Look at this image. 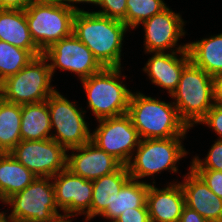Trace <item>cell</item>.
<instances>
[{
    "mask_svg": "<svg viewBox=\"0 0 222 222\" xmlns=\"http://www.w3.org/2000/svg\"><path fill=\"white\" fill-rule=\"evenodd\" d=\"M43 55L50 61L52 76L56 72L55 69L59 68L77 74L82 80L104 68L91 50L73 33L54 43L43 52Z\"/></svg>",
    "mask_w": 222,
    "mask_h": 222,
    "instance_id": "12",
    "label": "cell"
},
{
    "mask_svg": "<svg viewBox=\"0 0 222 222\" xmlns=\"http://www.w3.org/2000/svg\"><path fill=\"white\" fill-rule=\"evenodd\" d=\"M0 40L24 50H39L31 37L25 10L0 9Z\"/></svg>",
    "mask_w": 222,
    "mask_h": 222,
    "instance_id": "20",
    "label": "cell"
},
{
    "mask_svg": "<svg viewBox=\"0 0 222 222\" xmlns=\"http://www.w3.org/2000/svg\"><path fill=\"white\" fill-rule=\"evenodd\" d=\"M14 222H65L56 204L51 177H37L23 191L8 198ZM59 210V211H58Z\"/></svg>",
    "mask_w": 222,
    "mask_h": 222,
    "instance_id": "8",
    "label": "cell"
},
{
    "mask_svg": "<svg viewBox=\"0 0 222 222\" xmlns=\"http://www.w3.org/2000/svg\"><path fill=\"white\" fill-rule=\"evenodd\" d=\"M126 1L127 0H98L96 6H100L102 10L93 12L105 17L122 21L126 16Z\"/></svg>",
    "mask_w": 222,
    "mask_h": 222,
    "instance_id": "29",
    "label": "cell"
},
{
    "mask_svg": "<svg viewBox=\"0 0 222 222\" xmlns=\"http://www.w3.org/2000/svg\"><path fill=\"white\" fill-rule=\"evenodd\" d=\"M190 61L212 77L222 72V33L187 43Z\"/></svg>",
    "mask_w": 222,
    "mask_h": 222,
    "instance_id": "23",
    "label": "cell"
},
{
    "mask_svg": "<svg viewBox=\"0 0 222 222\" xmlns=\"http://www.w3.org/2000/svg\"><path fill=\"white\" fill-rule=\"evenodd\" d=\"M55 199L63 218L85 214V221H90V208L93 194L92 181L74 175L69 169L60 171L52 177Z\"/></svg>",
    "mask_w": 222,
    "mask_h": 222,
    "instance_id": "13",
    "label": "cell"
},
{
    "mask_svg": "<svg viewBox=\"0 0 222 222\" xmlns=\"http://www.w3.org/2000/svg\"><path fill=\"white\" fill-rule=\"evenodd\" d=\"M189 171L184 175L183 182H180L185 195V205L208 222H222V199L216 196L190 167Z\"/></svg>",
    "mask_w": 222,
    "mask_h": 222,
    "instance_id": "18",
    "label": "cell"
},
{
    "mask_svg": "<svg viewBox=\"0 0 222 222\" xmlns=\"http://www.w3.org/2000/svg\"><path fill=\"white\" fill-rule=\"evenodd\" d=\"M43 54L40 50H24L0 40V83L17 74L33 58Z\"/></svg>",
    "mask_w": 222,
    "mask_h": 222,
    "instance_id": "26",
    "label": "cell"
},
{
    "mask_svg": "<svg viewBox=\"0 0 222 222\" xmlns=\"http://www.w3.org/2000/svg\"><path fill=\"white\" fill-rule=\"evenodd\" d=\"M153 181L146 194L150 222H179L185 206V195L180 182H171L159 189Z\"/></svg>",
    "mask_w": 222,
    "mask_h": 222,
    "instance_id": "17",
    "label": "cell"
},
{
    "mask_svg": "<svg viewBox=\"0 0 222 222\" xmlns=\"http://www.w3.org/2000/svg\"><path fill=\"white\" fill-rule=\"evenodd\" d=\"M67 150L52 138L21 140L10 154L36 177H53L67 168Z\"/></svg>",
    "mask_w": 222,
    "mask_h": 222,
    "instance_id": "11",
    "label": "cell"
},
{
    "mask_svg": "<svg viewBox=\"0 0 222 222\" xmlns=\"http://www.w3.org/2000/svg\"><path fill=\"white\" fill-rule=\"evenodd\" d=\"M184 23L182 16L174 13L168 6L142 22L145 32V53L168 52V50L169 52L188 51L187 43L177 45L179 38L186 33L183 28ZM175 46L177 47L175 48Z\"/></svg>",
    "mask_w": 222,
    "mask_h": 222,
    "instance_id": "14",
    "label": "cell"
},
{
    "mask_svg": "<svg viewBox=\"0 0 222 222\" xmlns=\"http://www.w3.org/2000/svg\"><path fill=\"white\" fill-rule=\"evenodd\" d=\"M2 99V95H1V83H0V100Z\"/></svg>",
    "mask_w": 222,
    "mask_h": 222,
    "instance_id": "38",
    "label": "cell"
},
{
    "mask_svg": "<svg viewBox=\"0 0 222 222\" xmlns=\"http://www.w3.org/2000/svg\"><path fill=\"white\" fill-rule=\"evenodd\" d=\"M190 168L193 170H216L222 172V140L217 139L214 142L204 161L194 156Z\"/></svg>",
    "mask_w": 222,
    "mask_h": 222,
    "instance_id": "28",
    "label": "cell"
},
{
    "mask_svg": "<svg viewBox=\"0 0 222 222\" xmlns=\"http://www.w3.org/2000/svg\"><path fill=\"white\" fill-rule=\"evenodd\" d=\"M143 71L155 84L171 95L178 87L183 69L191 62L188 51L153 52ZM179 54V56L177 55Z\"/></svg>",
    "mask_w": 222,
    "mask_h": 222,
    "instance_id": "16",
    "label": "cell"
},
{
    "mask_svg": "<svg viewBox=\"0 0 222 222\" xmlns=\"http://www.w3.org/2000/svg\"><path fill=\"white\" fill-rule=\"evenodd\" d=\"M200 123L212 128L219 135L218 140H222V107L214 104Z\"/></svg>",
    "mask_w": 222,
    "mask_h": 222,
    "instance_id": "31",
    "label": "cell"
},
{
    "mask_svg": "<svg viewBox=\"0 0 222 222\" xmlns=\"http://www.w3.org/2000/svg\"><path fill=\"white\" fill-rule=\"evenodd\" d=\"M51 131L47 101L21 105V140L50 139Z\"/></svg>",
    "mask_w": 222,
    "mask_h": 222,
    "instance_id": "22",
    "label": "cell"
},
{
    "mask_svg": "<svg viewBox=\"0 0 222 222\" xmlns=\"http://www.w3.org/2000/svg\"><path fill=\"white\" fill-rule=\"evenodd\" d=\"M181 139L184 140L185 136L141 139L134 157L127 164L130 177L139 180L164 170L177 173L176 164L188 154Z\"/></svg>",
    "mask_w": 222,
    "mask_h": 222,
    "instance_id": "7",
    "label": "cell"
},
{
    "mask_svg": "<svg viewBox=\"0 0 222 222\" xmlns=\"http://www.w3.org/2000/svg\"><path fill=\"white\" fill-rule=\"evenodd\" d=\"M0 222H14V219L10 216V214L6 215V212H0Z\"/></svg>",
    "mask_w": 222,
    "mask_h": 222,
    "instance_id": "37",
    "label": "cell"
},
{
    "mask_svg": "<svg viewBox=\"0 0 222 222\" xmlns=\"http://www.w3.org/2000/svg\"><path fill=\"white\" fill-rule=\"evenodd\" d=\"M34 0H0V9L25 10Z\"/></svg>",
    "mask_w": 222,
    "mask_h": 222,
    "instance_id": "34",
    "label": "cell"
},
{
    "mask_svg": "<svg viewBox=\"0 0 222 222\" xmlns=\"http://www.w3.org/2000/svg\"><path fill=\"white\" fill-rule=\"evenodd\" d=\"M121 67H104L80 80L88 99V108L96 120L127 114L132 92L120 81Z\"/></svg>",
    "mask_w": 222,
    "mask_h": 222,
    "instance_id": "3",
    "label": "cell"
},
{
    "mask_svg": "<svg viewBox=\"0 0 222 222\" xmlns=\"http://www.w3.org/2000/svg\"><path fill=\"white\" fill-rule=\"evenodd\" d=\"M58 1L59 3L65 5L66 7H69L75 11H84V9H79L76 4L74 3H87V4H94L96 5L97 4V1L98 0H56ZM73 3V4H72Z\"/></svg>",
    "mask_w": 222,
    "mask_h": 222,
    "instance_id": "36",
    "label": "cell"
},
{
    "mask_svg": "<svg viewBox=\"0 0 222 222\" xmlns=\"http://www.w3.org/2000/svg\"><path fill=\"white\" fill-rule=\"evenodd\" d=\"M174 98L180 118L190 128L206 116L214 105L213 77L190 62L181 74Z\"/></svg>",
    "mask_w": 222,
    "mask_h": 222,
    "instance_id": "4",
    "label": "cell"
},
{
    "mask_svg": "<svg viewBox=\"0 0 222 222\" xmlns=\"http://www.w3.org/2000/svg\"><path fill=\"white\" fill-rule=\"evenodd\" d=\"M113 222H150L147 204L145 203L141 208L123 212Z\"/></svg>",
    "mask_w": 222,
    "mask_h": 222,
    "instance_id": "32",
    "label": "cell"
},
{
    "mask_svg": "<svg viewBox=\"0 0 222 222\" xmlns=\"http://www.w3.org/2000/svg\"><path fill=\"white\" fill-rule=\"evenodd\" d=\"M126 5V16L122 21L129 29L137 28L167 7L164 0H127Z\"/></svg>",
    "mask_w": 222,
    "mask_h": 222,
    "instance_id": "27",
    "label": "cell"
},
{
    "mask_svg": "<svg viewBox=\"0 0 222 222\" xmlns=\"http://www.w3.org/2000/svg\"><path fill=\"white\" fill-rule=\"evenodd\" d=\"M214 104L222 107V72L213 76Z\"/></svg>",
    "mask_w": 222,
    "mask_h": 222,
    "instance_id": "35",
    "label": "cell"
},
{
    "mask_svg": "<svg viewBox=\"0 0 222 222\" xmlns=\"http://www.w3.org/2000/svg\"><path fill=\"white\" fill-rule=\"evenodd\" d=\"M179 222H208L195 210L184 206Z\"/></svg>",
    "mask_w": 222,
    "mask_h": 222,
    "instance_id": "33",
    "label": "cell"
},
{
    "mask_svg": "<svg viewBox=\"0 0 222 222\" xmlns=\"http://www.w3.org/2000/svg\"><path fill=\"white\" fill-rule=\"evenodd\" d=\"M50 114L51 129L55 133L51 138L63 146L67 151L71 148L80 147L91 140L89 125L85 121L86 111L82 107L77 108L75 102L56 90L47 100Z\"/></svg>",
    "mask_w": 222,
    "mask_h": 222,
    "instance_id": "9",
    "label": "cell"
},
{
    "mask_svg": "<svg viewBox=\"0 0 222 222\" xmlns=\"http://www.w3.org/2000/svg\"><path fill=\"white\" fill-rule=\"evenodd\" d=\"M149 183L130 178L108 206L99 216L113 222L123 212L141 208L146 203Z\"/></svg>",
    "mask_w": 222,
    "mask_h": 222,
    "instance_id": "24",
    "label": "cell"
},
{
    "mask_svg": "<svg viewBox=\"0 0 222 222\" xmlns=\"http://www.w3.org/2000/svg\"><path fill=\"white\" fill-rule=\"evenodd\" d=\"M207 184L208 188L222 199V172L216 170H194Z\"/></svg>",
    "mask_w": 222,
    "mask_h": 222,
    "instance_id": "30",
    "label": "cell"
},
{
    "mask_svg": "<svg viewBox=\"0 0 222 222\" xmlns=\"http://www.w3.org/2000/svg\"><path fill=\"white\" fill-rule=\"evenodd\" d=\"M21 105L0 100V153L10 151L21 141Z\"/></svg>",
    "mask_w": 222,
    "mask_h": 222,
    "instance_id": "25",
    "label": "cell"
},
{
    "mask_svg": "<svg viewBox=\"0 0 222 222\" xmlns=\"http://www.w3.org/2000/svg\"><path fill=\"white\" fill-rule=\"evenodd\" d=\"M127 31L123 21L93 11H77L73 19V34L103 67H121L122 42Z\"/></svg>",
    "mask_w": 222,
    "mask_h": 222,
    "instance_id": "1",
    "label": "cell"
},
{
    "mask_svg": "<svg viewBox=\"0 0 222 222\" xmlns=\"http://www.w3.org/2000/svg\"><path fill=\"white\" fill-rule=\"evenodd\" d=\"M127 165H122L111 174L92 181L93 194L90 208V220L99 216L119 194L124 184L130 179Z\"/></svg>",
    "mask_w": 222,
    "mask_h": 222,
    "instance_id": "19",
    "label": "cell"
},
{
    "mask_svg": "<svg viewBox=\"0 0 222 222\" xmlns=\"http://www.w3.org/2000/svg\"><path fill=\"white\" fill-rule=\"evenodd\" d=\"M76 12L56 0H34L25 9L31 37L42 53L73 33Z\"/></svg>",
    "mask_w": 222,
    "mask_h": 222,
    "instance_id": "5",
    "label": "cell"
},
{
    "mask_svg": "<svg viewBox=\"0 0 222 222\" xmlns=\"http://www.w3.org/2000/svg\"><path fill=\"white\" fill-rule=\"evenodd\" d=\"M36 178L10 153H0V198L2 203L15 193L23 191Z\"/></svg>",
    "mask_w": 222,
    "mask_h": 222,
    "instance_id": "21",
    "label": "cell"
},
{
    "mask_svg": "<svg viewBox=\"0 0 222 222\" xmlns=\"http://www.w3.org/2000/svg\"><path fill=\"white\" fill-rule=\"evenodd\" d=\"M48 62L43 54L36 56L17 74L2 81V99L19 105L46 101L56 91L51 85Z\"/></svg>",
    "mask_w": 222,
    "mask_h": 222,
    "instance_id": "6",
    "label": "cell"
},
{
    "mask_svg": "<svg viewBox=\"0 0 222 222\" xmlns=\"http://www.w3.org/2000/svg\"><path fill=\"white\" fill-rule=\"evenodd\" d=\"M99 125L91 133V141L123 165L133 157L140 143L137 129L127 114L98 120Z\"/></svg>",
    "mask_w": 222,
    "mask_h": 222,
    "instance_id": "10",
    "label": "cell"
},
{
    "mask_svg": "<svg viewBox=\"0 0 222 222\" xmlns=\"http://www.w3.org/2000/svg\"><path fill=\"white\" fill-rule=\"evenodd\" d=\"M69 150H72V154L67 155V169L86 180L94 181L101 176L113 173L123 165L91 140L80 147Z\"/></svg>",
    "mask_w": 222,
    "mask_h": 222,
    "instance_id": "15",
    "label": "cell"
},
{
    "mask_svg": "<svg viewBox=\"0 0 222 222\" xmlns=\"http://www.w3.org/2000/svg\"><path fill=\"white\" fill-rule=\"evenodd\" d=\"M127 115L140 139L185 136L191 129L180 118L173 102L166 103L137 91L131 94Z\"/></svg>",
    "mask_w": 222,
    "mask_h": 222,
    "instance_id": "2",
    "label": "cell"
}]
</instances>
